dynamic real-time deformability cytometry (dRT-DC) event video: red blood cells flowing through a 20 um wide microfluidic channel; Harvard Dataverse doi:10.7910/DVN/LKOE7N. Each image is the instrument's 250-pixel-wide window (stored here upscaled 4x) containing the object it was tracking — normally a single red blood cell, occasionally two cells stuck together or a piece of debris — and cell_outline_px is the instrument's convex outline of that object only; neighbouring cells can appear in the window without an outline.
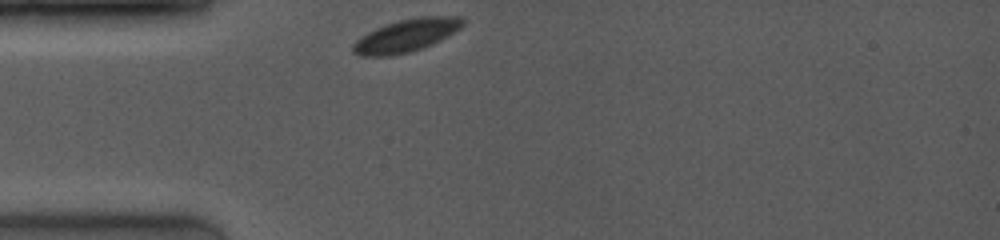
{"species": "common noctule bat (a hibernating species)", "species_latin": "Nyctalus noctula", "temperature_condition": "room temperature", "stored_images_in_passage": 31, "camera_frame_rate_fps": 4000, "um_per_image_px": 0.085, "animal": {"sex": "female", "body_mass_g": 19.0, "forearm_length_mm": 53.3}, "frame": {"image": 1, "passage_image": 1, "time_ms": 0.0, "image_size_px": [1000, 240], "cell_outline_px": [[464, 24], [460, 28], [440, 40], [432, 44], [408, 52], [388, 56], [360, 56], [352, 52], [352, 44], [356, 40], [368, 32], [376, 28], [400, 20], [420, 16], [460, 16], [464, 20]], "centroid_in_image_um": [34.52, 3.02], "position_along_channel_um": 50.5, "area_um2": 20.69}}
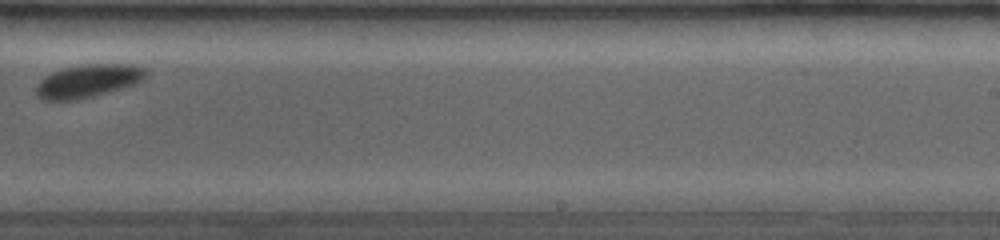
{"frame": {"image": 2, "passage_image": 22, "time_ms": 6.25, "image_size_px": [1000, 240], "cell_outline_px": [[148, 72], [136, 84], [92, 96], [76, 100], [44, 100], [36, 96], [36, 84], [44, 76], [52, 72], [64, 68], [80, 64], [136, 64], [148, 68]], "centroid_in_image_um": [7.48, 6.86], "position_along_channel_um": 281.5, "area_um2": 21.27}}
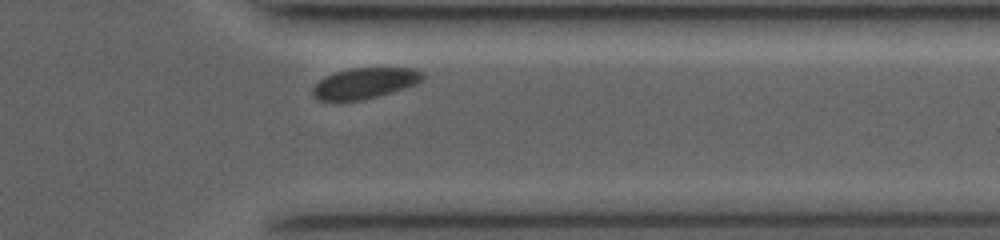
{"frame": {"image": 3, "passage_image": 29, "time_ms": 8.75, "image_size_px": [1000, 240], "cell_outline_px": [[424, 80], [416, 84], [404, 88], [376, 96], [360, 100], [316, 100], [312, 96], [312, 88], [324, 76], [336, 72], [352, 68], [412, 68], [424, 72]], "centroid_in_image_um": [31.0, 7.06], "position_along_channel_um": 380.4, "area_um2": 19.59}}